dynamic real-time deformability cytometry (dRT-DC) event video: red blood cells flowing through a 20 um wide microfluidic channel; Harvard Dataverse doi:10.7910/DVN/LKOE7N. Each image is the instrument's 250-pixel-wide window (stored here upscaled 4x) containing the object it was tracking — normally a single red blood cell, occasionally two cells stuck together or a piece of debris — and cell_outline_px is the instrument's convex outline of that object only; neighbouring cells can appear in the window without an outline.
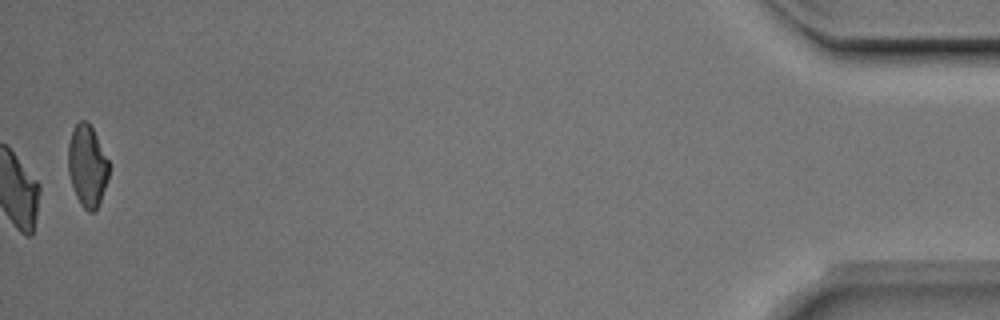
{"species": "Egyptian fruit bat (a non-hibernating species)", "species_latin": "Rousettus aegyptiacus", "temperature_condition": "room temperature", "stored_images_in_passage": 45, "camera_frame_rate_fps": 3000, "um_per_image_px": 0.085, "animal": {"sex": "male"}, "frame": {"image": 1, "passage_image": 45, "time_ms": 14.667, "image_size_px": [1000, 320], "cell_outline_px": [[108, 180], [100, 200], [96, 208], [92, 212], [88, 212], [80, 204], [76, 196], [68, 172], [68, 144], [72, 132], [76, 124], [80, 120], [88, 120], [108, 160]], "centroid_in_image_um": [7.4, 14.09], "position_along_channel_um": 427.8, "area_um2": 19.13}, "authors_computed_cell_mechanics": {"area_um2": 22.831, "velocity_mm_per_s": 3.9677, "shape_relaxation_time_tau1_ms": 4.1901, "shape_relaxation_time_tau2_ms": 3.7227, "deformation_change_tau1": 0.13, "deformation_change_tau2": 0.117}}